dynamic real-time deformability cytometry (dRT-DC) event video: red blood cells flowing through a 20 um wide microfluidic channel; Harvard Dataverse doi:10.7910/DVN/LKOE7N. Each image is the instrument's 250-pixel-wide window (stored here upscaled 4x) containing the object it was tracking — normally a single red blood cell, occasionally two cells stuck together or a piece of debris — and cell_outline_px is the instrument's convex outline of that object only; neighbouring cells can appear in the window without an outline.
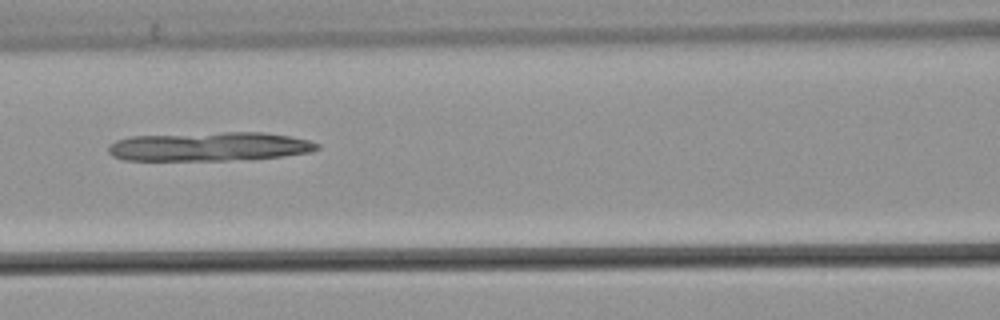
{"species": "common noctule bat (a hibernating species)", "species_latin": "Nyctalus noctula", "temperature_condition": "warm", "stored_images_in_passage": 42, "camera_frame_rate_fps": 3000, "um_per_image_px": 0.085, "animal": {"sex": "male", "body_mass_g": 21.5, "forearm_length_mm": 52.0}, "frame": {"image": 1, "passage_image": 17, "time_ms": 5.333, "image_size_px": [1000, 320], "cell_outline_px": [[320, 148], [308, 152], [284, 156], [228, 160], [124, 160], [112, 156], [108, 152], [108, 144], [116, 140], [132, 136], [224, 132], [264, 132], [288, 136], [308, 140], [320, 144]], "centroid_in_image_um": [17.77, 12.45], "position_along_channel_um": 148.8, "area_um2": 35.14}}
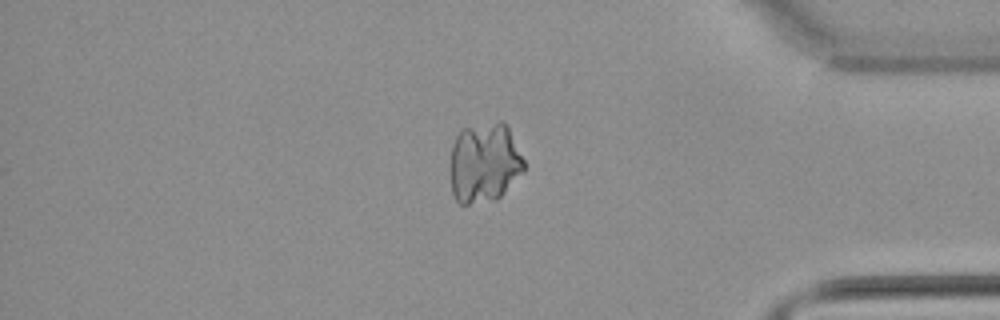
{"frame": {"image": 2, "passage_image": 38, "time_ms": 12.333, "image_size_px": [1000, 320], "cell_outline_px": [[524, 172], [496, 200], [468, 204], [460, 204], [456, 200], [452, 192], [452, 144], [460, 128], [500, 120], [504, 120], [508, 124], [524, 160]], "centroid_in_image_um": [41.2, 13.79], "position_along_channel_um": 394.0, "area_um2": 34.68}}